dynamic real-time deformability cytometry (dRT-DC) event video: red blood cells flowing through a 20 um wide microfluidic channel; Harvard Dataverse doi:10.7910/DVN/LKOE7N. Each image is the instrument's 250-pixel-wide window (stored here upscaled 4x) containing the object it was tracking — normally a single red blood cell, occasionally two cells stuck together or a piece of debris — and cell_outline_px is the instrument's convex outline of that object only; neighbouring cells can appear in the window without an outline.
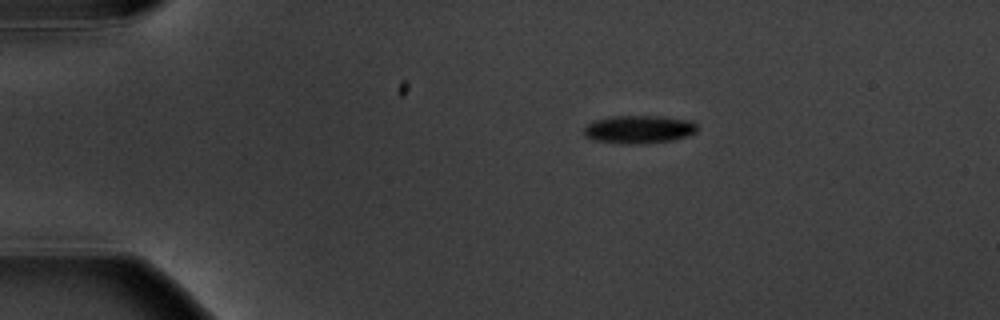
{"species": "common noctule bat (a hibernating species)", "species_latin": "Nyctalus noctula", "temperature_condition": "warm", "stored_images_in_passage": 3, "camera_frame_rate_fps": 3000, "um_per_image_px": 0.085, "animal": {"sex": "male", "body_mass_g": 20.1, "forearm_length_mm": 53.5}, "frame": {"image": 1, "passage_image": 1, "time_ms": 0.0, "image_size_px": [1000, 320], "cell_outline_px": [[700, 128], [696, 132], [688, 136], [672, 140], [636, 144], [620, 144], [592, 140], [584, 136], [584, 128], [588, 124], [596, 120], [612, 116], [660, 116], [692, 120]], "centroid_in_image_um": [54.33, 11.0], "position_along_channel_um": 30.7, "area_um2": 18.73}}